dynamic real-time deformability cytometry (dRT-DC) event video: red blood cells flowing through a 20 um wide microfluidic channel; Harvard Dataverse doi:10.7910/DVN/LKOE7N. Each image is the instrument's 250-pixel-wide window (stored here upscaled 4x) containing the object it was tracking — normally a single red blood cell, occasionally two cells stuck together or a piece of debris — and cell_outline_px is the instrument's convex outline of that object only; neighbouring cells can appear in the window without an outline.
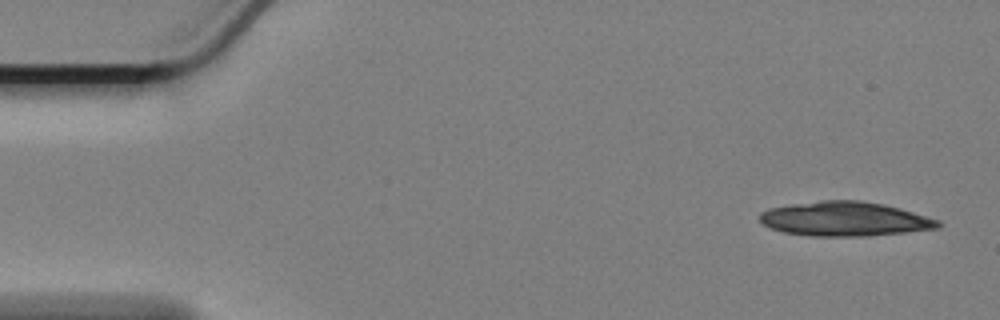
{"species": "Egyptian fruit bat (a non-hibernating species)", "species_latin": "Rousettus aegyptiacus", "temperature_condition": "cold", "stored_images_in_passage": 14, "camera_frame_rate_fps": 3000, "um_per_image_px": 0.085, "animal": {"sex": "female"}, "frame": {"image": 1, "passage_image": 1, "time_ms": 0.0, "image_size_px": [1000, 320], "cell_outline_px": [[940, 228], [868, 236], [812, 236], [784, 232], [772, 228], [764, 224], [760, 220], [760, 212], [768, 208], [792, 204], [820, 200], [860, 200], [884, 204], [900, 208], [940, 220]], "centroid_in_image_um": [71.81, 18.6], "position_along_channel_um": 13.2, "area_um2": 35.72}}